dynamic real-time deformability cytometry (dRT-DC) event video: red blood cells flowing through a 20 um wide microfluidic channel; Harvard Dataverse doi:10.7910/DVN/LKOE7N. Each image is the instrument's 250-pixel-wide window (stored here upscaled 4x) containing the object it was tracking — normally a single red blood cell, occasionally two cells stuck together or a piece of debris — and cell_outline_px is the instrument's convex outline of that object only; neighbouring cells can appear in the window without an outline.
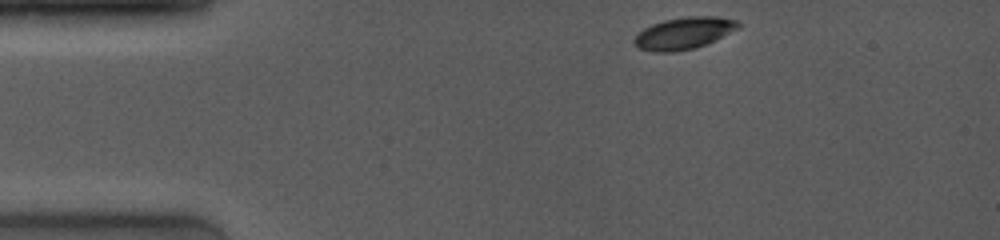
{"species": "common noctule bat (a hibernating species)", "species_latin": "Nyctalus noctula", "temperature_condition": "room temperature", "stored_images_in_passage": 39, "camera_frame_rate_fps": 4000, "um_per_image_px": 0.085, "animal": {"sex": "female", "body_mass_g": 19.0, "forearm_length_mm": 53.3}, "frame": {"image": 1, "passage_image": 1, "time_ms": 0.0, "image_size_px": [1000, 240], "cell_outline_px": [[740, 28], [716, 40], [696, 48], [672, 52], [656, 52], [636, 48], [632, 40], [644, 28], [652, 24], [664, 20], [688, 16], [720, 16], [736, 20], [740, 24]], "centroid_in_image_um": [58.15, 2.82], "position_along_channel_um": 26.9, "area_um2": 19.54}}
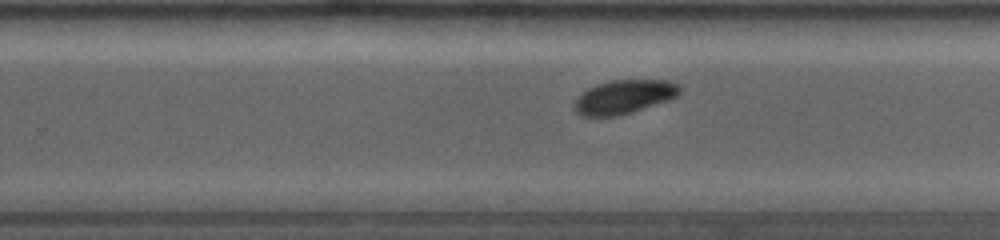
{"frame": {"image": 2, "passage_image": 25, "time_ms": 7.75, "image_size_px": [1000, 240], "cell_outline_px": [[680, 92], [676, 96], [668, 100], [632, 112], [616, 116], [580, 116], [572, 108], [576, 100], [588, 88], [596, 84], [612, 80], [668, 80], [680, 84]], "centroid_in_image_um": [53.04, 8.23], "position_along_channel_um": 276.8, "area_um2": 20.69}}
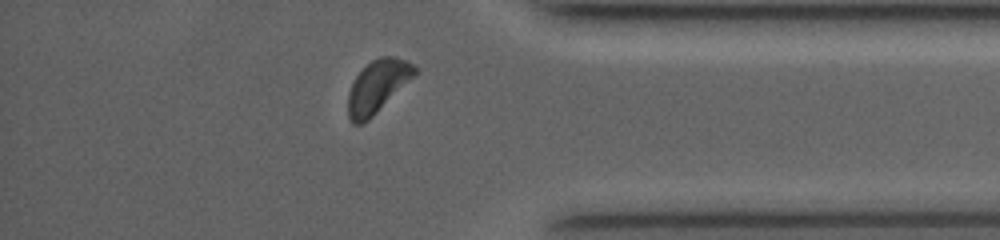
{"frame": {"image": 3, "passage_image": 35, "time_ms": 11.0, "image_size_px": [1000, 240], "cell_outline_px": [[420, 68], [364, 124], [352, 124], [348, 116], [348, 92], [356, 76], [372, 60], [380, 56], [392, 56], [404, 60]], "centroid_in_image_um": [32.04, 7.34], "position_along_channel_um": 403.2, "area_um2": 19.71}, "authors_computed_cell_mechanics": {"area_um2": 20.7502, "velocity_mm_per_s": 4.0593, "shape_relaxation_time_tau1_ms": 2.6217, "shape_relaxation_time_tau2_ms": null, "deformation_change_tau1": 0.1301, "deformation_change_tau2": null}}